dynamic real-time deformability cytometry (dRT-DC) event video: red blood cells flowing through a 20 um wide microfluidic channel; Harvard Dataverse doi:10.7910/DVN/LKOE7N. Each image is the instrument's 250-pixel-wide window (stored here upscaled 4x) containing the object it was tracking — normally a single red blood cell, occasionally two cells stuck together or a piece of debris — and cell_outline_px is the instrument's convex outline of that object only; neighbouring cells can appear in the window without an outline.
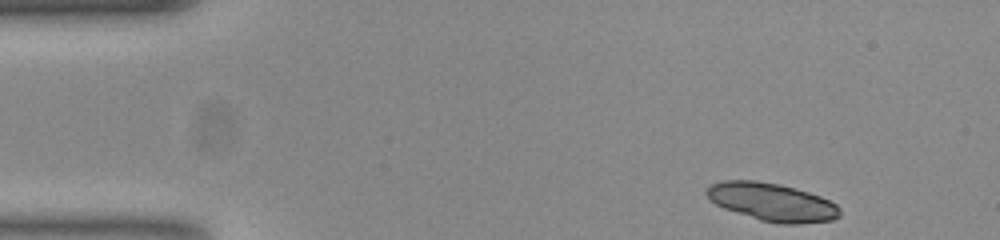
{"species": "common noctule bat (a hibernating species)", "species_latin": "Nyctalus noctula", "temperature_condition": "room temperature", "stored_images_in_passage": 49, "camera_frame_rate_fps": 3000, "um_per_image_px": 0.085, "animal": {"sex": "female", "body_mass_g": 23.0, "forearm_length_mm": 53.4}, "frame": {"image": 1, "passage_image": 1, "time_ms": 0.0, "image_size_px": [1000, 240], "cell_outline_px": [[840, 216], [832, 220], [796, 224], [780, 224], [760, 220], [724, 208], [716, 204], [704, 192], [712, 184], [724, 180], [756, 180], [780, 184], [796, 188], [820, 196], [836, 204], [840, 208]], "centroid_in_image_um": [65.64, 17.17], "position_along_channel_um": 19.4, "area_um2": 29.36}}
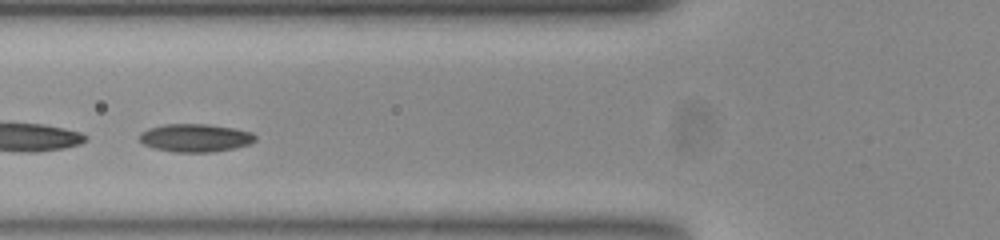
{"frame": {"image": 2, "passage_image": 16, "time_ms": 5.0, "image_size_px": [1000, 240], "cell_outline_px": [[256, 140], [248, 144], [236, 148], [212, 152], [176, 152], [156, 148], [144, 144], [140, 140], [140, 132], [148, 128], [164, 124], [208, 124], [232, 128], [252, 132], [256, 136]], "centroid_in_image_um": [16.61, 11.71], "position_along_channel_um": 109.2, "area_um2": 18.84}}
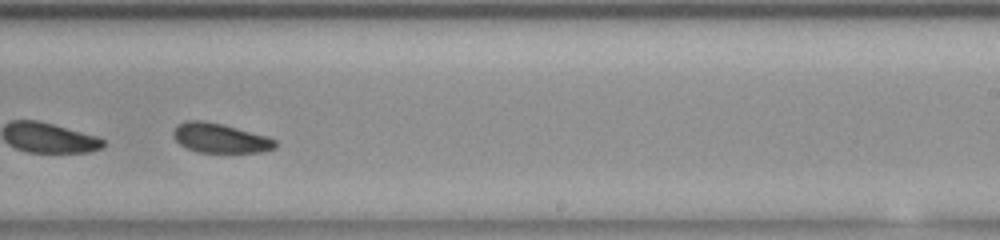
{"frame": {"image": 3, "passage_image": 29, "time_ms": 9.333, "image_size_px": [1000, 240], "cell_outline_px": [[276, 148], [260, 152], [196, 152], [180, 144], [176, 140], [172, 132], [176, 124], [188, 120], [200, 120], [220, 124], [268, 136], [276, 140]], "centroid_in_image_um": [18.7, 11.74], "position_along_channel_um": 270.3, "area_um2": 17.4}, "authors_computed_cell_mechanics": {"area_um2": 18.5538, "velocity_mm_per_s": 3.7211, "shape_relaxation_time_tau1_ms": 2.58, "shape_relaxation_time_tau2_ms": 5.6584, "deformation_change_tau1": 0.0987, "deformation_change_tau2": 0.11}}